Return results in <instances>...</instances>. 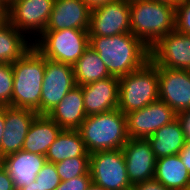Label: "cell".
<instances>
[{"instance_id":"cell-24","label":"cell","mask_w":190,"mask_h":190,"mask_svg":"<svg viewBox=\"0 0 190 190\" xmlns=\"http://www.w3.org/2000/svg\"><path fill=\"white\" fill-rule=\"evenodd\" d=\"M7 18L0 19V63L13 64L33 46Z\"/></svg>"},{"instance_id":"cell-3","label":"cell","mask_w":190,"mask_h":190,"mask_svg":"<svg viewBox=\"0 0 190 190\" xmlns=\"http://www.w3.org/2000/svg\"><path fill=\"white\" fill-rule=\"evenodd\" d=\"M12 107L26 108L40 115V97L45 71V57L32 47L13 64Z\"/></svg>"},{"instance_id":"cell-23","label":"cell","mask_w":190,"mask_h":190,"mask_svg":"<svg viewBox=\"0 0 190 190\" xmlns=\"http://www.w3.org/2000/svg\"><path fill=\"white\" fill-rule=\"evenodd\" d=\"M154 178L169 190H182L190 185V174L178 154L157 159Z\"/></svg>"},{"instance_id":"cell-15","label":"cell","mask_w":190,"mask_h":190,"mask_svg":"<svg viewBox=\"0 0 190 190\" xmlns=\"http://www.w3.org/2000/svg\"><path fill=\"white\" fill-rule=\"evenodd\" d=\"M36 115L37 112L31 109L5 106V130L0 159L22 150L25 137Z\"/></svg>"},{"instance_id":"cell-9","label":"cell","mask_w":190,"mask_h":190,"mask_svg":"<svg viewBox=\"0 0 190 190\" xmlns=\"http://www.w3.org/2000/svg\"><path fill=\"white\" fill-rule=\"evenodd\" d=\"M88 32L104 37L131 33L129 2L115 0L91 10Z\"/></svg>"},{"instance_id":"cell-38","label":"cell","mask_w":190,"mask_h":190,"mask_svg":"<svg viewBox=\"0 0 190 190\" xmlns=\"http://www.w3.org/2000/svg\"><path fill=\"white\" fill-rule=\"evenodd\" d=\"M153 1L169 4L173 7H176L182 0H153Z\"/></svg>"},{"instance_id":"cell-39","label":"cell","mask_w":190,"mask_h":190,"mask_svg":"<svg viewBox=\"0 0 190 190\" xmlns=\"http://www.w3.org/2000/svg\"><path fill=\"white\" fill-rule=\"evenodd\" d=\"M7 17V8L0 1V19Z\"/></svg>"},{"instance_id":"cell-40","label":"cell","mask_w":190,"mask_h":190,"mask_svg":"<svg viewBox=\"0 0 190 190\" xmlns=\"http://www.w3.org/2000/svg\"><path fill=\"white\" fill-rule=\"evenodd\" d=\"M1 3L6 7L9 8L16 0H0Z\"/></svg>"},{"instance_id":"cell-32","label":"cell","mask_w":190,"mask_h":190,"mask_svg":"<svg viewBox=\"0 0 190 190\" xmlns=\"http://www.w3.org/2000/svg\"><path fill=\"white\" fill-rule=\"evenodd\" d=\"M0 190H15L14 182L2 164L0 165Z\"/></svg>"},{"instance_id":"cell-16","label":"cell","mask_w":190,"mask_h":190,"mask_svg":"<svg viewBox=\"0 0 190 190\" xmlns=\"http://www.w3.org/2000/svg\"><path fill=\"white\" fill-rule=\"evenodd\" d=\"M90 13L83 0H55L45 31L89 30Z\"/></svg>"},{"instance_id":"cell-28","label":"cell","mask_w":190,"mask_h":190,"mask_svg":"<svg viewBox=\"0 0 190 190\" xmlns=\"http://www.w3.org/2000/svg\"><path fill=\"white\" fill-rule=\"evenodd\" d=\"M35 182L45 190H54L61 182L55 164L47 161L38 172Z\"/></svg>"},{"instance_id":"cell-21","label":"cell","mask_w":190,"mask_h":190,"mask_svg":"<svg viewBox=\"0 0 190 190\" xmlns=\"http://www.w3.org/2000/svg\"><path fill=\"white\" fill-rule=\"evenodd\" d=\"M147 140L150 142L156 159L179 154L186 145V134L177 117L171 123L156 130Z\"/></svg>"},{"instance_id":"cell-33","label":"cell","mask_w":190,"mask_h":190,"mask_svg":"<svg viewBox=\"0 0 190 190\" xmlns=\"http://www.w3.org/2000/svg\"><path fill=\"white\" fill-rule=\"evenodd\" d=\"M186 134V142L190 143V110L177 115Z\"/></svg>"},{"instance_id":"cell-31","label":"cell","mask_w":190,"mask_h":190,"mask_svg":"<svg viewBox=\"0 0 190 190\" xmlns=\"http://www.w3.org/2000/svg\"><path fill=\"white\" fill-rule=\"evenodd\" d=\"M131 190H169L155 178L133 185Z\"/></svg>"},{"instance_id":"cell-17","label":"cell","mask_w":190,"mask_h":190,"mask_svg":"<svg viewBox=\"0 0 190 190\" xmlns=\"http://www.w3.org/2000/svg\"><path fill=\"white\" fill-rule=\"evenodd\" d=\"M83 101L87 116L116 109L119 96V77L110 76L83 86Z\"/></svg>"},{"instance_id":"cell-41","label":"cell","mask_w":190,"mask_h":190,"mask_svg":"<svg viewBox=\"0 0 190 190\" xmlns=\"http://www.w3.org/2000/svg\"><path fill=\"white\" fill-rule=\"evenodd\" d=\"M87 190H105L104 188L100 187V186H97L93 183H91V185L88 187Z\"/></svg>"},{"instance_id":"cell-29","label":"cell","mask_w":190,"mask_h":190,"mask_svg":"<svg viewBox=\"0 0 190 190\" xmlns=\"http://www.w3.org/2000/svg\"><path fill=\"white\" fill-rule=\"evenodd\" d=\"M175 29L190 35V0H182L175 7Z\"/></svg>"},{"instance_id":"cell-19","label":"cell","mask_w":190,"mask_h":190,"mask_svg":"<svg viewBox=\"0 0 190 190\" xmlns=\"http://www.w3.org/2000/svg\"><path fill=\"white\" fill-rule=\"evenodd\" d=\"M47 115L62 129L77 130L87 117L82 88L76 85Z\"/></svg>"},{"instance_id":"cell-4","label":"cell","mask_w":190,"mask_h":190,"mask_svg":"<svg viewBox=\"0 0 190 190\" xmlns=\"http://www.w3.org/2000/svg\"><path fill=\"white\" fill-rule=\"evenodd\" d=\"M77 130L90 154L122 149L129 138L126 115L118 108L87 116Z\"/></svg>"},{"instance_id":"cell-12","label":"cell","mask_w":190,"mask_h":190,"mask_svg":"<svg viewBox=\"0 0 190 190\" xmlns=\"http://www.w3.org/2000/svg\"><path fill=\"white\" fill-rule=\"evenodd\" d=\"M55 0H16L7 8V19L22 33L45 31ZM30 30V31H28Z\"/></svg>"},{"instance_id":"cell-5","label":"cell","mask_w":190,"mask_h":190,"mask_svg":"<svg viewBox=\"0 0 190 190\" xmlns=\"http://www.w3.org/2000/svg\"><path fill=\"white\" fill-rule=\"evenodd\" d=\"M159 100V77L156 64L150 59L141 68L119 77L117 108L127 114Z\"/></svg>"},{"instance_id":"cell-18","label":"cell","mask_w":190,"mask_h":190,"mask_svg":"<svg viewBox=\"0 0 190 190\" xmlns=\"http://www.w3.org/2000/svg\"><path fill=\"white\" fill-rule=\"evenodd\" d=\"M47 162L44 155L20 150L1 159L2 166L7 170L14 182L15 190L35 181L38 172Z\"/></svg>"},{"instance_id":"cell-20","label":"cell","mask_w":190,"mask_h":190,"mask_svg":"<svg viewBox=\"0 0 190 190\" xmlns=\"http://www.w3.org/2000/svg\"><path fill=\"white\" fill-rule=\"evenodd\" d=\"M62 130L48 115L37 114L25 137L22 150L45 156Z\"/></svg>"},{"instance_id":"cell-25","label":"cell","mask_w":190,"mask_h":190,"mask_svg":"<svg viewBox=\"0 0 190 190\" xmlns=\"http://www.w3.org/2000/svg\"><path fill=\"white\" fill-rule=\"evenodd\" d=\"M73 73L77 86H83L112 76L98 53L88 47L73 64Z\"/></svg>"},{"instance_id":"cell-13","label":"cell","mask_w":190,"mask_h":190,"mask_svg":"<svg viewBox=\"0 0 190 190\" xmlns=\"http://www.w3.org/2000/svg\"><path fill=\"white\" fill-rule=\"evenodd\" d=\"M150 59L160 67L190 70V35L174 29L150 49Z\"/></svg>"},{"instance_id":"cell-7","label":"cell","mask_w":190,"mask_h":190,"mask_svg":"<svg viewBox=\"0 0 190 190\" xmlns=\"http://www.w3.org/2000/svg\"><path fill=\"white\" fill-rule=\"evenodd\" d=\"M89 172L92 183L105 190H131L133 187L122 149L91 153Z\"/></svg>"},{"instance_id":"cell-2","label":"cell","mask_w":190,"mask_h":190,"mask_svg":"<svg viewBox=\"0 0 190 190\" xmlns=\"http://www.w3.org/2000/svg\"><path fill=\"white\" fill-rule=\"evenodd\" d=\"M131 33L151 49L175 29V7L153 0L129 2Z\"/></svg>"},{"instance_id":"cell-10","label":"cell","mask_w":190,"mask_h":190,"mask_svg":"<svg viewBox=\"0 0 190 190\" xmlns=\"http://www.w3.org/2000/svg\"><path fill=\"white\" fill-rule=\"evenodd\" d=\"M126 115L129 138L147 139L164 125L177 118V114L165 102L157 100Z\"/></svg>"},{"instance_id":"cell-1","label":"cell","mask_w":190,"mask_h":190,"mask_svg":"<svg viewBox=\"0 0 190 190\" xmlns=\"http://www.w3.org/2000/svg\"><path fill=\"white\" fill-rule=\"evenodd\" d=\"M89 47L98 53L108 72L116 77L127 75L150 60V49L132 33L89 36Z\"/></svg>"},{"instance_id":"cell-27","label":"cell","mask_w":190,"mask_h":190,"mask_svg":"<svg viewBox=\"0 0 190 190\" xmlns=\"http://www.w3.org/2000/svg\"><path fill=\"white\" fill-rule=\"evenodd\" d=\"M14 86L13 67L11 63H0V107L12 106Z\"/></svg>"},{"instance_id":"cell-35","label":"cell","mask_w":190,"mask_h":190,"mask_svg":"<svg viewBox=\"0 0 190 190\" xmlns=\"http://www.w3.org/2000/svg\"><path fill=\"white\" fill-rule=\"evenodd\" d=\"M85 4L93 10L94 8H97L99 6H103L107 3L114 2L115 0H83Z\"/></svg>"},{"instance_id":"cell-43","label":"cell","mask_w":190,"mask_h":190,"mask_svg":"<svg viewBox=\"0 0 190 190\" xmlns=\"http://www.w3.org/2000/svg\"><path fill=\"white\" fill-rule=\"evenodd\" d=\"M126 2H133V1H136V0H125Z\"/></svg>"},{"instance_id":"cell-8","label":"cell","mask_w":190,"mask_h":190,"mask_svg":"<svg viewBox=\"0 0 190 190\" xmlns=\"http://www.w3.org/2000/svg\"><path fill=\"white\" fill-rule=\"evenodd\" d=\"M76 86L73 66L45 58L40 115H47Z\"/></svg>"},{"instance_id":"cell-30","label":"cell","mask_w":190,"mask_h":190,"mask_svg":"<svg viewBox=\"0 0 190 190\" xmlns=\"http://www.w3.org/2000/svg\"><path fill=\"white\" fill-rule=\"evenodd\" d=\"M91 183V175H82L68 181H61L54 190H87Z\"/></svg>"},{"instance_id":"cell-22","label":"cell","mask_w":190,"mask_h":190,"mask_svg":"<svg viewBox=\"0 0 190 190\" xmlns=\"http://www.w3.org/2000/svg\"><path fill=\"white\" fill-rule=\"evenodd\" d=\"M46 160L58 163L74 157H90L78 130L63 129L45 154Z\"/></svg>"},{"instance_id":"cell-26","label":"cell","mask_w":190,"mask_h":190,"mask_svg":"<svg viewBox=\"0 0 190 190\" xmlns=\"http://www.w3.org/2000/svg\"><path fill=\"white\" fill-rule=\"evenodd\" d=\"M55 167L61 181H68L82 175H90V157L65 159L56 163Z\"/></svg>"},{"instance_id":"cell-37","label":"cell","mask_w":190,"mask_h":190,"mask_svg":"<svg viewBox=\"0 0 190 190\" xmlns=\"http://www.w3.org/2000/svg\"><path fill=\"white\" fill-rule=\"evenodd\" d=\"M21 190H45V188L33 181L30 185L24 186Z\"/></svg>"},{"instance_id":"cell-36","label":"cell","mask_w":190,"mask_h":190,"mask_svg":"<svg viewBox=\"0 0 190 190\" xmlns=\"http://www.w3.org/2000/svg\"><path fill=\"white\" fill-rule=\"evenodd\" d=\"M5 130V106L0 107V149L3 133Z\"/></svg>"},{"instance_id":"cell-34","label":"cell","mask_w":190,"mask_h":190,"mask_svg":"<svg viewBox=\"0 0 190 190\" xmlns=\"http://www.w3.org/2000/svg\"><path fill=\"white\" fill-rule=\"evenodd\" d=\"M178 155L190 174V143L186 142V145Z\"/></svg>"},{"instance_id":"cell-42","label":"cell","mask_w":190,"mask_h":190,"mask_svg":"<svg viewBox=\"0 0 190 190\" xmlns=\"http://www.w3.org/2000/svg\"><path fill=\"white\" fill-rule=\"evenodd\" d=\"M182 190H190V185L187 186L186 188L182 189Z\"/></svg>"},{"instance_id":"cell-11","label":"cell","mask_w":190,"mask_h":190,"mask_svg":"<svg viewBox=\"0 0 190 190\" xmlns=\"http://www.w3.org/2000/svg\"><path fill=\"white\" fill-rule=\"evenodd\" d=\"M159 77V100L178 115L190 110V70L169 69L156 65Z\"/></svg>"},{"instance_id":"cell-6","label":"cell","mask_w":190,"mask_h":190,"mask_svg":"<svg viewBox=\"0 0 190 190\" xmlns=\"http://www.w3.org/2000/svg\"><path fill=\"white\" fill-rule=\"evenodd\" d=\"M41 38L31 45L45 58L72 66L89 47L88 30L44 31Z\"/></svg>"},{"instance_id":"cell-14","label":"cell","mask_w":190,"mask_h":190,"mask_svg":"<svg viewBox=\"0 0 190 190\" xmlns=\"http://www.w3.org/2000/svg\"><path fill=\"white\" fill-rule=\"evenodd\" d=\"M122 151L132 185L154 178L157 159L147 139L128 138Z\"/></svg>"}]
</instances>
